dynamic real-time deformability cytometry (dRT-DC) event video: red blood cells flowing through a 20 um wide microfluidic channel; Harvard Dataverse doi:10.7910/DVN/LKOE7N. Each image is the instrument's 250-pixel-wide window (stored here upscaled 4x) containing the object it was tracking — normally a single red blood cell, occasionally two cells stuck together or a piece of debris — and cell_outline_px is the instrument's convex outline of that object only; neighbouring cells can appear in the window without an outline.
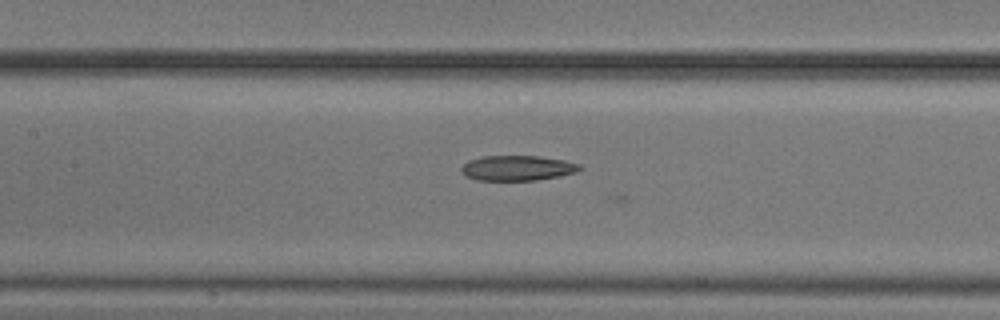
{"species": "common noctule bat (a hibernating species)", "species_latin": "Nyctalus noctula", "temperature_condition": "cold", "stored_images_in_passage": 29, "camera_frame_rate_fps": 3000, "um_per_image_px": 0.085, "animal": {"sex": "male", "body_mass_g": 20.5, "forearm_length_mm": 52.5}, "frame": {"image": 1, "passage_image": 25, "time_ms": 8.0, "image_size_px": [1000, 320], "cell_outline_px": [[584, 168], [576, 172], [536, 180], [476, 180], [464, 176], [460, 172], [460, 168], [468, 160], [484, 156], [536, 156], [564, 160], [580, 164]], "centroid_in_image_um": [43.94, 14.28], "position_along_channel_um": 163.5, "area_um2": 17.34}}
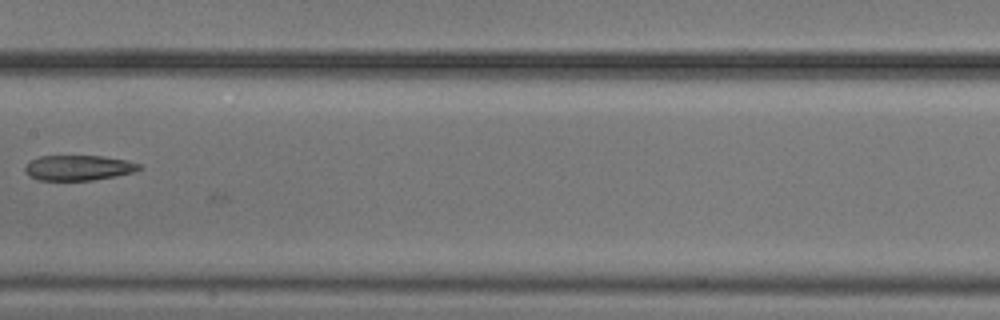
{"frame": {"image": 2, "passage_image": 28, "time_ms": 9.0, "image_size_px": [1000, 320], "cell_outline_px": [[140, 168], [132, 172], [92, 180], [36, 180], [28, 176], [24, 172], [24, 168], [32, 160], [40, 156], [104, 156], [128, 160], [140, 164]], "centroid_in_image_um": [6.62, 14.26], "position_along_channel_um": 200.8, "area_um2": 16.65}}